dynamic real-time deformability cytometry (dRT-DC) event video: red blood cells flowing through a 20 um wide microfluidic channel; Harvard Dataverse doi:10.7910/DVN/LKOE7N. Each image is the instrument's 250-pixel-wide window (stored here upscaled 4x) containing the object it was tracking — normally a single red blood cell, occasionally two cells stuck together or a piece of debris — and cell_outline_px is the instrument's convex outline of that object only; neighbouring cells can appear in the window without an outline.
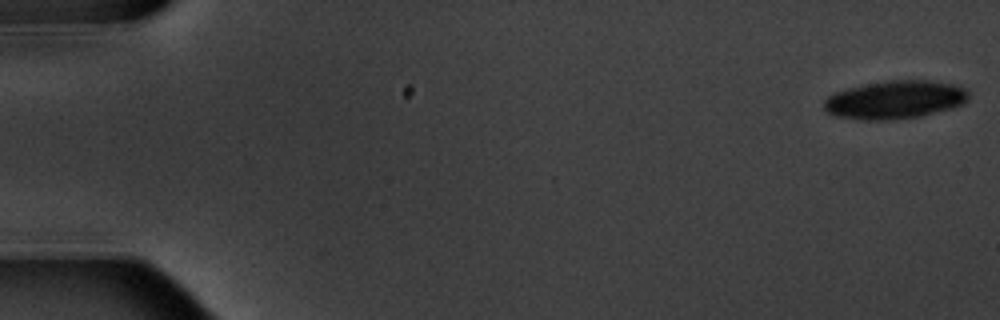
{"species": "common noctule bat (a hibernating species)", "species_latin": "Nyctalus noctula", "temperature_condition": "warm", "stored_images_in_passage": 7, "camera_frame_rate_fps": 3000, "um_per_image_px": 0.085, "animal": {"sex": "male", "body_mass_g": 20.1, "forearm_length_mm": 53.5}, "frame": {"image": 1, "passage_image": 1, "time_ms": 0.0, "image_size_px": [1000, 320], "cell_outline_px": [[968, 100], [964, 104], [952, 108], [920, 116], [888, 120], [860, 120], [836, 116], [828, 112], [824, 108], [824, 100], [828, 96], [836, 92], [848, 88], [888, 80], [928, 80], [952, 84], [964, 88], [968, 92]], "centroid_in_image_um": [76.08, 8.48], "position_along_channel_um": 8.9, "area_um2": 32.08}}